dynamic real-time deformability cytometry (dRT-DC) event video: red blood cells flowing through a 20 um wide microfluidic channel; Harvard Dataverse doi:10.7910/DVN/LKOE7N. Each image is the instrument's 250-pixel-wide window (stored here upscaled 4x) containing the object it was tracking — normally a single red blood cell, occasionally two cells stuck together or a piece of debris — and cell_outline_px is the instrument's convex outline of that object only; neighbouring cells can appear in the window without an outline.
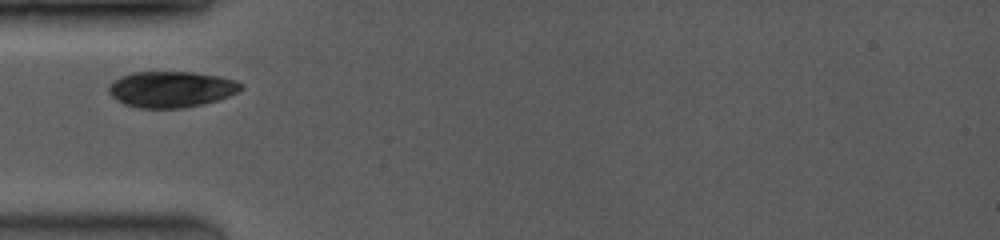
{"species": "common noctule bat (a hibernating species)", "species_latin": "Nyctalus noctula", "temperature_condition": "room temperature", "stored_images_in_passage": 49, "camera_frame_rate_fps": 3500, "um_per_image_px": 0.085, "animal": {"sex": "female", "body_mass_g": 19.0, "forearm_length_mm": 53.3}, "frame": {"image": 1, "passage_image": 1, "time_ms": 0.0, "image_size_px": [1000, 240], "cell_outline_px": [[244, 88], [228, 96], [204, 104], [180, 108], [140, 108], [124, 104], [112, 96], [108, 92], [108, 88], [112, 80], [120, 76], [132, 72], [192, 72], [220, 76], [236, 80], [244, 84]], "centroid_in_image_um": [14.55, 7.58], "position_along_channel_um": 70.4, "area_um2": 27.92}}
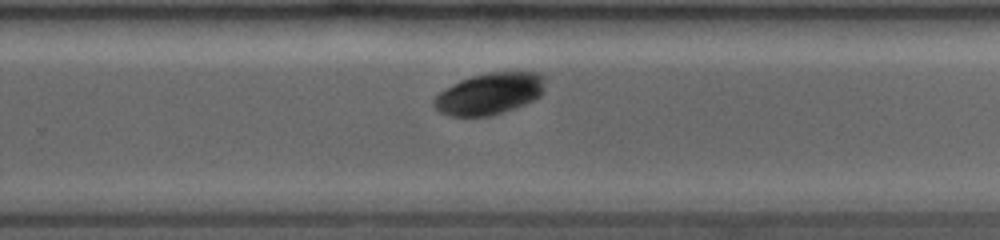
{"frame": {"image": 2, "passage_image": 34, "time_ms": 5.429, "image_size_px": [1000, 240], "cell_outline_px": [[544, 92], [540, 96], [524, 104], [488, 116], [452, 116], [440, 112], [432, 104], [432, 100], [440, 92], [452, 84], [460, 80], [472, 76], [488, 72], [536, 72], [544, 76]], "centroid_in_image_um": [41.59, 7.95], "position_along_channel_um": 288.2, "area_um2": 26.7}}
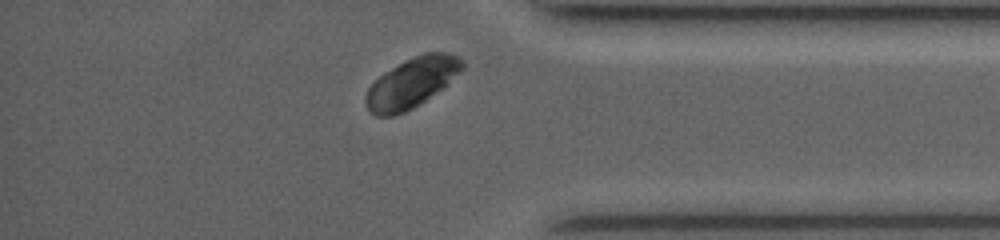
{"frame": {"image": 3, "passage_image": 45, "time_ms": 8.286, "image_size_px": [1000, 240], "cell_outline_px": [[464, 68], [444, 88], [412, 108], [404, 112], [392, 116], [376, 116], [364, 104], [364, 96], [368, 88], [380, 76], [392, 68], [424, 52], [444, 52], [456, 56], [464, 60]], "centroid_in_image_um": [35.01, 7.05], "position_along_channel_um": 400.2, "area_um2": 27.69}}